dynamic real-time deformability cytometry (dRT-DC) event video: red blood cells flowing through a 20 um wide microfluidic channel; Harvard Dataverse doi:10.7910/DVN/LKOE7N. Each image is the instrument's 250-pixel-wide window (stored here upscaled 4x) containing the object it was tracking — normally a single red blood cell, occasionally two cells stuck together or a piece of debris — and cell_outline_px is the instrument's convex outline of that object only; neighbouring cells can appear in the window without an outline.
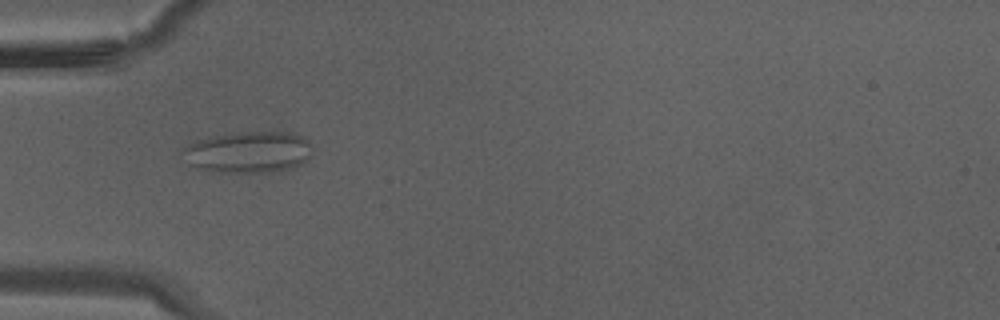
{"species": "Egyptian fruit bat (a non-hibernating species)", "species_latin": "Rousettus aegyptiacus", "temperature_condition": "warm", "stored_images_in_passage": 25, "camera_frame_rate_fps": 3000, "um_per_image_px": 0.085, "animal": {"sex": "male"}, "frame": {"image": 1, "passage_image": 1, "time_ms": 0.0, "image_size_px": [1000, 320], "cell_outline_px": [[312, 156], [304, 164], [288, 168], [268, 172], [228, 172], [200, 168], [192, 164], [184, 148], [196, 140], [212, 136], [236, 132], [288, 132], [304, 136], [312, 144]], "centroid_in_image_um": [21.26, 12.9], "position_along_channel_um": 63.7, "area_um2": 30.87}}